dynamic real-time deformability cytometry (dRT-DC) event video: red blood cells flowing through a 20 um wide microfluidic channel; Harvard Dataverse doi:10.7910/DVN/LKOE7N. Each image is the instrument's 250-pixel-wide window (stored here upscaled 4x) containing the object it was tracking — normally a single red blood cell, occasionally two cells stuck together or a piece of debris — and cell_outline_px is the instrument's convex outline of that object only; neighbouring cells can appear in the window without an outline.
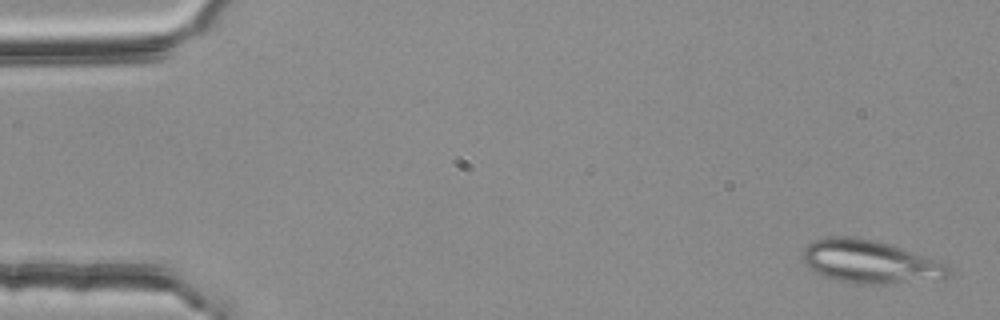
{"species": "common noctule bat (a hibernating species)", "species_latin": "Nyctalus noctula", "temperature_condition": "room temperature", "stored_images_in_passage": 53, "segment_of_instrument_passage": [1, 2], "camera_frame_rate_fps": 3000, "um_per_image_px": 0.085, "animal": {"sex": "female", "body_mass_g": 25.1}, "frame": {"image": 1, "passage_image": 2, "time_ms": 0.333, "image_size_px": [1000, 320], "cell_outline_px": [[952, 276], [944, 280], [884, 284], [856, 284], [836, 280], [812, 272], [800, 256], [800, 252], [808, 244], [816, 240], [828, 236], [856, 236], [876, 240], [892, 244], [904, 248], [948, 264], [952, 272]], "centroid_in_image_um": [74.0, 22.26], "position_along_channel_um": 11.0, "area_um2": 37.74}}